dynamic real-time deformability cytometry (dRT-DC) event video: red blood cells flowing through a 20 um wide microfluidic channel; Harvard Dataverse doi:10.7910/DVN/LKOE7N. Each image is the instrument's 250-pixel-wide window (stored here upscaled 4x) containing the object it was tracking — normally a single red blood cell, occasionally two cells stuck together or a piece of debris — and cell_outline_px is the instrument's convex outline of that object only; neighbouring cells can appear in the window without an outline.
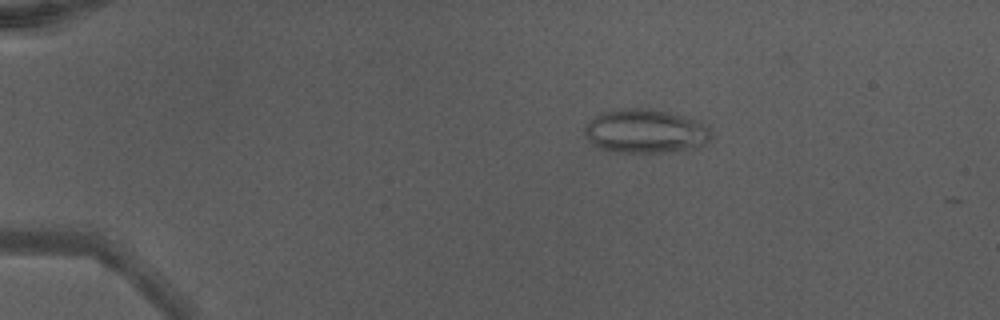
{"species": "Egyptian fruit bat (a non-hibernating species)", "species_latin": "Rousettus aegyptiacus", "temperature_condition": "warm", "stored_images_in_passage": 12, "camera_frame_rate_fps": 3000, "um_per_image_px": 0.085, "animal": {"sex": "male"}, "frame": {"image": 1, "passage_image": 10, "time_ms": 3.0, "image_size_px": [1000, 320], "cell_outline_px": [[712, 132], [708, 140], [704, 144], [664, 152], [612, 152], [600, 148], [588, 140], [584, 136], [584, 128], [596, 116], [612, 108], [648, 108], [668, 112], [700, 120]], "centroid_in_image_um": [54.82, 11.13], "position_along_channel_um": 30.2, "area_um2": 32.14}}